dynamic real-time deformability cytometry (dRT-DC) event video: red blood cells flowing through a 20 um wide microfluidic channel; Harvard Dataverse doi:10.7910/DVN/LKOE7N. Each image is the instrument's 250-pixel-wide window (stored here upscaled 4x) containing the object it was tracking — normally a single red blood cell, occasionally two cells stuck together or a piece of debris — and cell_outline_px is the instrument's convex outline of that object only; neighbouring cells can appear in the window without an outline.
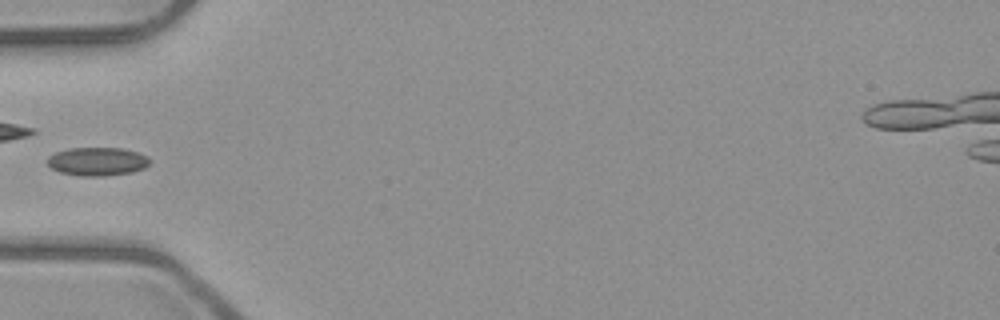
{"species": "common noctule bat (a hibernating species)", "species_latin": "Nyctalus noctula", "temperature_condition": "room temperature", "stored_images_in_passage": 5, "camera_frame_rate_fps": 3000, "um_per_image_px": 0.085, "animal": {"sex": "male", "body_mass_g": 23.1, "forearm_length_mm": 52.7}, "frame": {"image": 1, "passage_image": 5, "time_ms": 1.333, "image_size_px": [1000, 320], "cell_outline_px": [[148, 164], [144, 168], [132, 172], [104, 176], [80, 176], [60, 172], [52, 168], [48, 164], [48, 156], [56, 152], [68, 148], [124, 148], [148, 156]], "centroid_in_image_um": [8.26, 13.72], "position_along_channel_um": 76.7, "area_um2": 16.88}}